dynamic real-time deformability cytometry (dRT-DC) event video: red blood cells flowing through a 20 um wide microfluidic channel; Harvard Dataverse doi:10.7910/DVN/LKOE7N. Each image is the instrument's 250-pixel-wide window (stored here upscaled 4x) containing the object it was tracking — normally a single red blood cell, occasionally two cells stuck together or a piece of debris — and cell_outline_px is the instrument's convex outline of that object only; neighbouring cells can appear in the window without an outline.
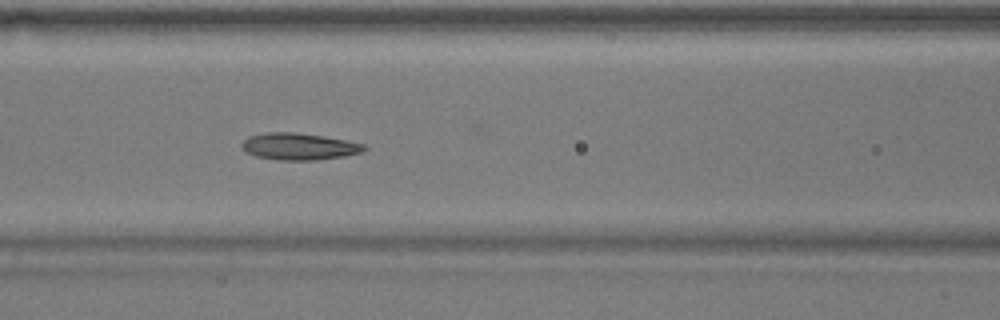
{"species": "common noctule bat (a hibernating species)", "species_latin": "Nyctalus noctula", "temperature_condition": "warm", "stored_images_in_passage": 54, "camera_frame_rate_fps": 3000, "um_per_image_px": 0.085, "animal": {"sex": "male", "body_mass_g": 17.9}, "frame": {"image": 1, "passage_image": 22, "time_ms": 7.0, "image_size_px": [1000, 320], "cell_outline_px": [[368, 148], [360, 152], [344, 156], [316, 160], [280, 160], [256, 156], [244, 152], [240, 144], [248, 136], [268, 132], [292, 132], [324, 136], [348, 140], [364, 144]], "centroid_in_image_um": [25.4, 12.44], "position_along_channel_um": 141.2, "area_um2": 19.19}}
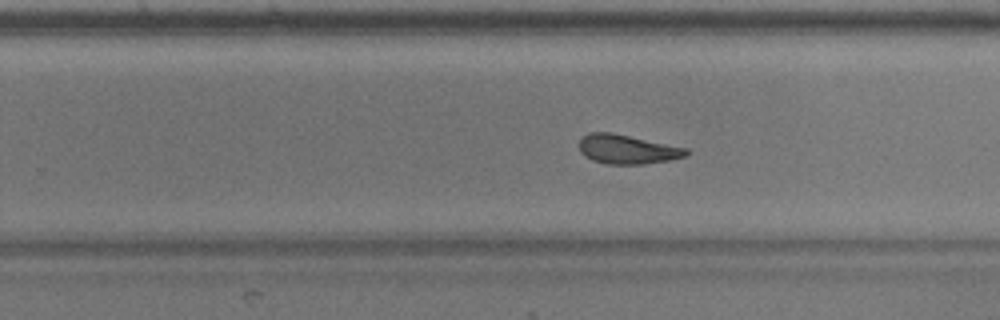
{"frame": {"image": 2, "passage_image": 33, "time_ms": 10.667, "image_size_px": [1000, 320], "cell_outline_px": [[688, 156], [668, 160], [644, 164], [608, 164], [592, 160], [584, 156], [580, 152], [580, 140], [584, 136], [592, 132], [612, 132], [688, 148]], "centroid_in_image_um": [53.33, 12.69], "position_along_channel_um": 276.5, "area_um2": 18.21}}
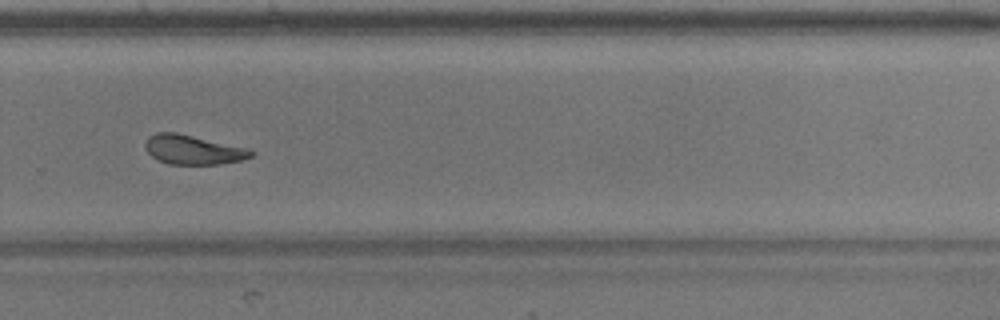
{"frame": {"image": 3, "passage_image": 36, "time_ms": 11.667, "image_size_px": [1000, 320], "cell_outline_px": [[256, 152], [252, 156], [240, 160], [220, 164], [168, 164], [156, 160], [148, 152], [144, 144], [148, 136], [156, 132], [176, 132], [244, 148]], "centroid_in_image_um": [16.34, 12.73], "position_along_channel_um": 313.5, "area_um2": 17.86}, "authors_computed_cell_mechanics": {"area_um2": 19.652, "velocity_mm_per_s": 3.701, "shape_relaxation_time_tau1_ms": 4.2281, "shape_relaxation_time_tau2_ms": 6.9872, "deformation_change_tau1": 0.1482, "deformation_change_tau2": 0.1241}}